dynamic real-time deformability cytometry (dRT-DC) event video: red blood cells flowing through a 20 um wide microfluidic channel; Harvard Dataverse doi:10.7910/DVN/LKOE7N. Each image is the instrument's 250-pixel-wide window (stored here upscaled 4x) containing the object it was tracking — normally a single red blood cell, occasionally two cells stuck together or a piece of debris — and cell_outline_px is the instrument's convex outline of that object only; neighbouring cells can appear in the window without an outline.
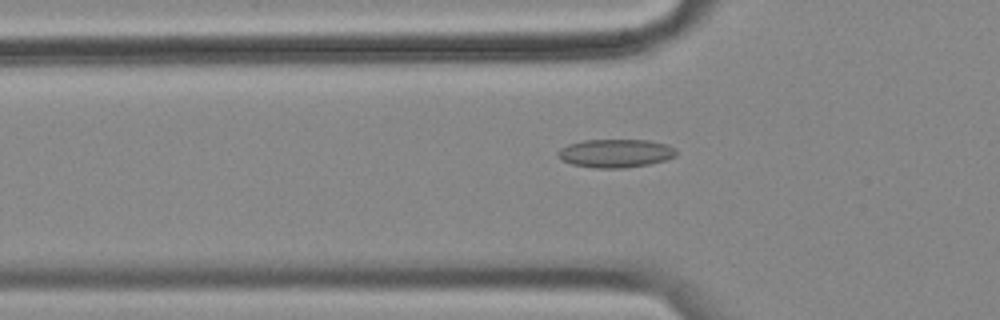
{"species": "common noctule bat (a hibernating species)", "species_latin": "Nyctalus noctula", "temperature_condition": "cold", "stored_images_in_passage": 39, "camera_frame_rate_fps": 3000, "um_per_image_px": 0.085, "animal": {"sex": "female", "body_mass_g": 18.4}, "frame": {"image": 1, "passage_image": 7, "time_ms": 2.0, "image_size_px": [1000, 320], "cell_outline_px": [[676, 156], [664, 160], [648, 164], [624, 168], [596, 168], [572, 164], [564, 160], [556, 152], [560, 148], [568, 144], [584, 140], [648, 140], [668, 144], [676, 148]], "centroid_in_image_um": [52.35, 13.02], "position_along_channel_um": 73.5, "area_um2": 19.48}}
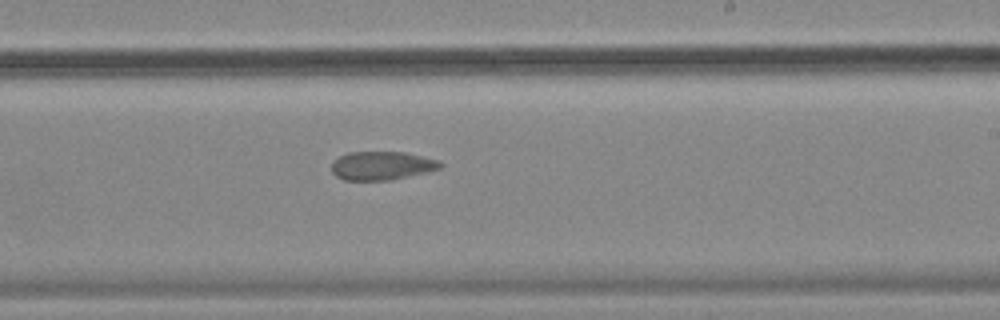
{"frame": {"image": 2, "passage_image": 23, "time_ms": 7.333, "image_size_px": [1000, 320], "cell_outline_px": [[444, 164], [440, 168], [428, 172], [388, 180], [344, 180], [336, 176], [332, 172], [332, 164], [340, 156], [348, 152], [404, 152], [440, 160]], "centroid_in_image_um": [32.48, 14.08], "position_along_channel_um": 256.5, "area_um2": 18.03}}
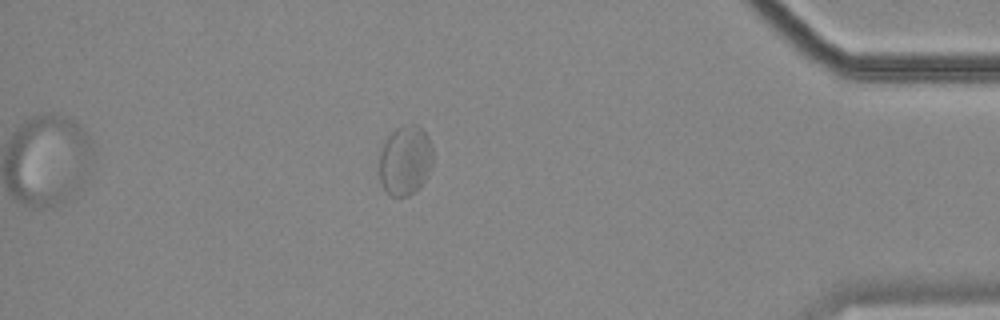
{"frame": {"image": 3, "passage_image": 39, "time_ms": 12.667, "image_size_px": [1000, 320], "cell_outline_px": [[432, 164], [424, 180], [408, 196], [392, 196], [380, 184], [380, 152], [388, 136], [396, 128], [404, 124], [416, 124], [428, 136], [432, 144]], "centroid_in_image_um": [34.44, 13.6], "position_along_channel_um": 400.8, "area_um2": 21.5}, "authors_computed_cell_mechanics": {"area_um2": 18.8428, "velocity_mm_per_s": 3.4396, "shape_relaxation_time_tau1_ms": null, "shape_relaxation_time_tau2_ms": 1.6154, "deformation_change_tau1": null, "deformation_change_tau2": 0.0465}}